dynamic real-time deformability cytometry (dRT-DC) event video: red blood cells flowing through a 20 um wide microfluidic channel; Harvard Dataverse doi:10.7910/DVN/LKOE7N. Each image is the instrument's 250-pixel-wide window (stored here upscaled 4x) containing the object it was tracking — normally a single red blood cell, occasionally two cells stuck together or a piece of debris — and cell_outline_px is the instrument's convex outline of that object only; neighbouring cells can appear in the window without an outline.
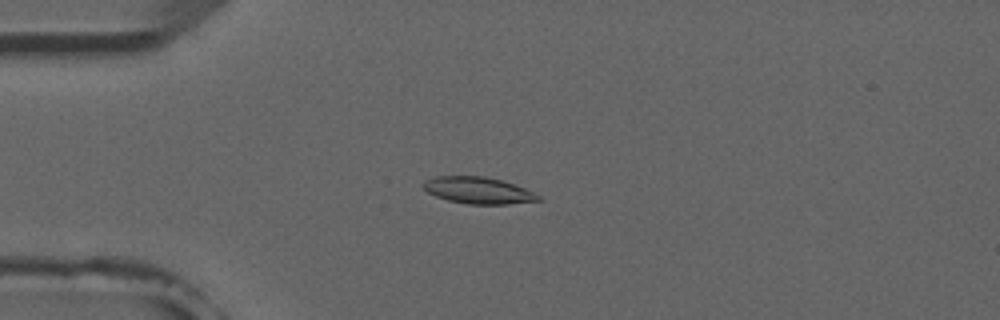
{"species": "common noctule bat (a hibernating species)", "species_latin": "Nyctalus noctula", "temperature_condition": "room temperature", "stored_images_in_passage": 3, "camera_frame_rate_fps": 3000, "um_per_image_px": 0.085, "animal": {"sex": "male", "forearm_length_mm": 52.5}, "frame": {"image": 1, "passage_image": 3, "time_ms": 2.333, "image_size_px": [1000, 320], "cell_outline_px": [[544, 200], [508, 204], [468, 204], [448, 200], [436, 196], [428, 192], [420, 184], [436, 176], [484, 176], [500, 180], [536, 192]], "centroid_in_image_um": [40.68, 16.19], "position_along_channel_um": 44.3, "area_um2": 17.8}}